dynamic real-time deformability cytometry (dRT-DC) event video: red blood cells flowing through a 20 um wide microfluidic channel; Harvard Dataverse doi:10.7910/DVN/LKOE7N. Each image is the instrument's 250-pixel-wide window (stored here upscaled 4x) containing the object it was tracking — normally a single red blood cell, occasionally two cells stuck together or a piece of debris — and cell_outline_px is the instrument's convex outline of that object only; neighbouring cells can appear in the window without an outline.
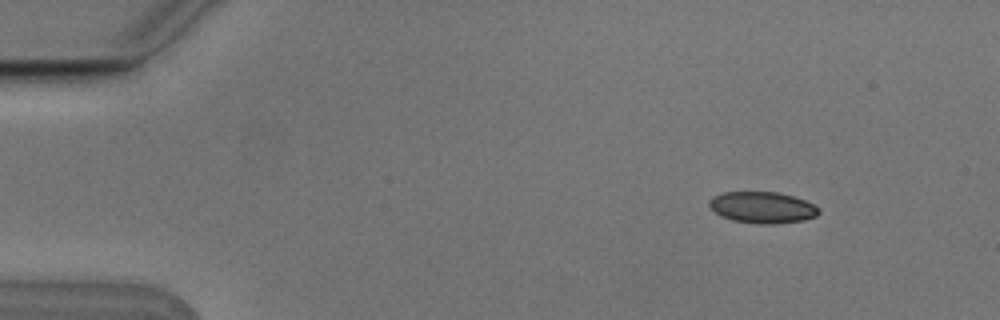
{"species": "Egyptian fruit bat (a non-hibernating species)", "species_latin": "Rousettus aegyptiacus", "temperature_condition": "cold", "stored_images_in_passage": 5, "camera_frame_rate_fps": 3000, "um_per_image_px": 0.085, "animal": {"sex": "male"}, "frame": {"image": 1, "passage_image": 1, "time_ms": 0.0, "image_size_px": [1000, 320], "cell_outline_px": [[820, 212], [816, 216], [804, 220], [776, 224], [760, 224], [732, 220], [720, 216], [708, 204], [708, 200], [712, 196], [724, 192], [776, 192], [792, 196], [804, 200], [820, 208]], "centroid_in_image_um": [64.79, 17.64], "position_along_channel_um": 20.2, "area_um2": 20.06}}